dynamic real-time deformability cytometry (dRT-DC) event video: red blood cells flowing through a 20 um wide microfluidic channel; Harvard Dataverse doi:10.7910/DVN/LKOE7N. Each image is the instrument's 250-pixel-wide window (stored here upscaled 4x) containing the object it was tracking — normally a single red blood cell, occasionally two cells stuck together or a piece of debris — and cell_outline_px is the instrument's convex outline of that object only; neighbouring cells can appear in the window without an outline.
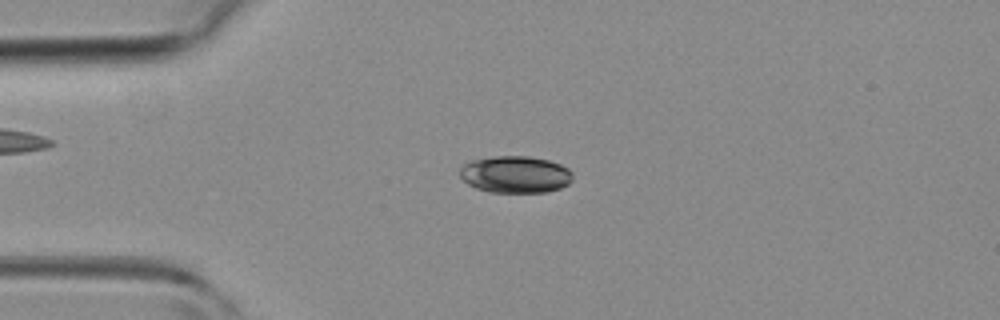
{"species": "common noctule bat (a hibernating species)", "species_latin": "Nyctalus noctula", "temperature_condition": "room temperature", "stored_images_in_passage": 41, "camera_frame_rate_fps": 3000, "um_per_image_px": 0.085, "animal": {"sex": "female", "body_mass_g": 19.3, "forearm_length_mm": 54.1}, "frame": {"image": 1, "passage_image": 8, "time_ms": 2.333, "image_size_px": [1000, 320], "cell_outline_px": [[572, 180], [568, 184], [560, 188], [548, 192], [488, 192], [476, 188], [468, 184], [460, 176], [460, 168], [464, 164], [472, 160], [492, 156], [528, 156], [548, 160], [560, 164], [568, 168], [572, 172]], "centroid_in_image_um": [43.81, 14.83], "position_along_channel_um": 41.2, "area_um2": 24.39}}
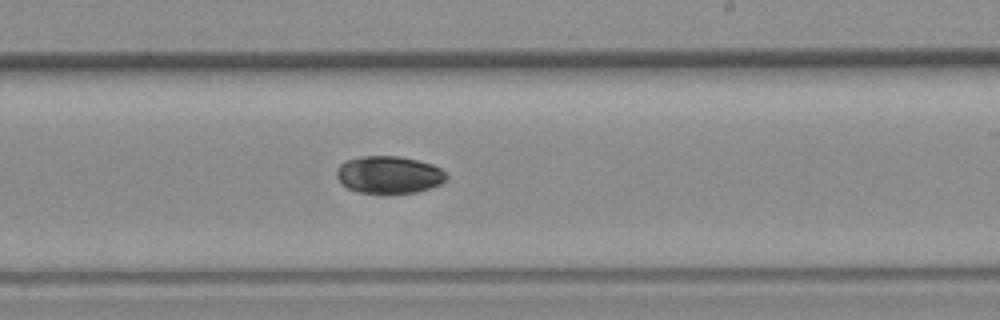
{"frame": {"image": 2, "passage_image": 23, "time_ms": 7.333, "image_size_px": [1000, 320], "cell_outline_px": [[448, 176], [440, 184], [416, 192], [388, 196], [384, 196], [356, 192], [348, 188], [336, 176], [336, 172], [340, 164], [348, 160], [360, 156], [400, 156], [432, 164], [440, 168]], "centroid_in_image_um": [33.04, 14.89], "position_along_channel_um": 256.0, "area_um2": 24.39}}
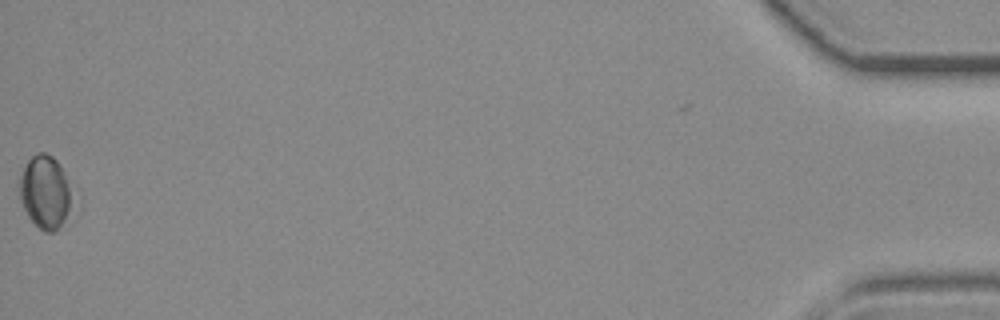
{"frame": {"image": 3, "passage_image": 41, "time_ms": 13.333, "image_size_px": [1000, 320], "cell_outline_px": [[80, 204], [56, 232], [44, 232], [28, 216], [20, 200], [20, 176], [28, 160], [36, 152], [44, 152], [52, 156], [60, 164]], "centroid_in_image_um": [3.97, 16.37], "position_along_channel_um": 431.2, "area_um2": 23.58}}